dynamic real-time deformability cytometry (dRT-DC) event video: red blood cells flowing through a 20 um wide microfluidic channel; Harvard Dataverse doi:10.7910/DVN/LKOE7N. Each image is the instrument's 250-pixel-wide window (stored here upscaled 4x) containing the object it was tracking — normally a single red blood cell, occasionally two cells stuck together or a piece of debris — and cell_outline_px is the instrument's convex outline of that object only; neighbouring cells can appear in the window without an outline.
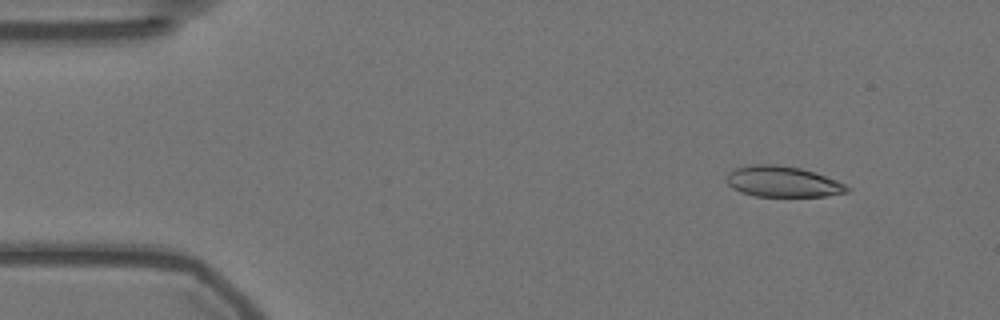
{"species": "Egyptian fruit bat (a non-hibernating species)", "species_latin": "Rousettus aegyptiacus", "temperature_condition": "warm", "stored_images_in_passage": 39, "camera_frame_rate_fps": 3000, "um_per_image_px": 0.085, "animal": {"sex": "female"}, "frame": {"image": 1, "passage_image": 2, "time_ms": 0.333, "image_size_px": [1000, 320], "cell_outline_px": [[852, 188], [848, 192], [824, 196], [756, 196], [740, 192], [732, 188], [728, 184], [728, 172], [736, 168], [752, 164], [776, 164], [800, 168], [836, 180]], "centroid_in_image_um": [66.52, 15.44], "position_along_channel_um": 18.5, "area_um2": 21.44}}
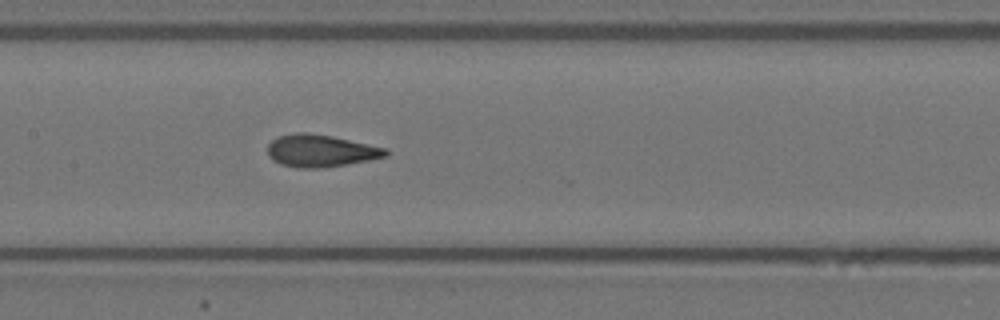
{"frame": {"image": 2, "passage_image": 23, "time_ms": 7.333, "image_size_px": [1000, 320], "cell_outline_px": [[388, 156], [368, 160], [324, 168], [296, 168], [280, 164], [272, 160], [268, 156], [268, 144], [276, 136], [296, 132], [308, 132], [332, 136], [388, 148]], "centroid_in_image_um": [27.23, 12.81], "position_along_channel_um": 180.2, "area_um2": 22.48}}
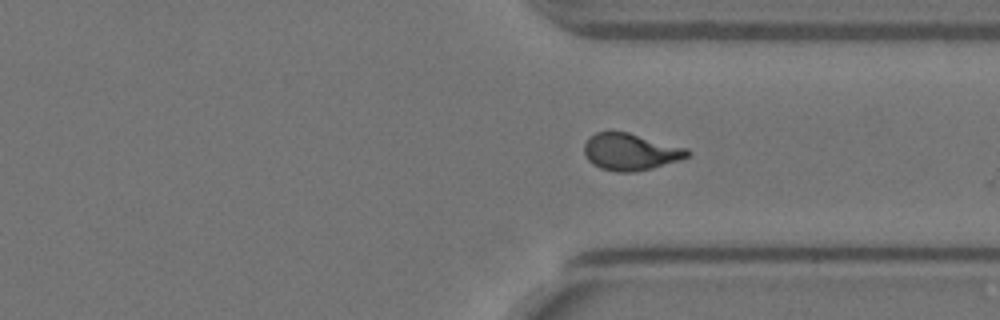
{"frame": {"image": 3, "passage_image": 38, "time_ms": 12.333, "image_size_px": [1000, 320], "cell_outline_px": [[692, 152], [688, 156], [680, 160], [652, 168], [636, 172], [616, 172], [600, 168], [592, 164], [588, 160], [584, 152], [584, 144], [588, 136], [596, 132], [628, 132], [688, 148]], "centroid_in_image_um": [53.59, 12.91], "position_along_channel_um": 357.8, "area_um2": 22.37}}